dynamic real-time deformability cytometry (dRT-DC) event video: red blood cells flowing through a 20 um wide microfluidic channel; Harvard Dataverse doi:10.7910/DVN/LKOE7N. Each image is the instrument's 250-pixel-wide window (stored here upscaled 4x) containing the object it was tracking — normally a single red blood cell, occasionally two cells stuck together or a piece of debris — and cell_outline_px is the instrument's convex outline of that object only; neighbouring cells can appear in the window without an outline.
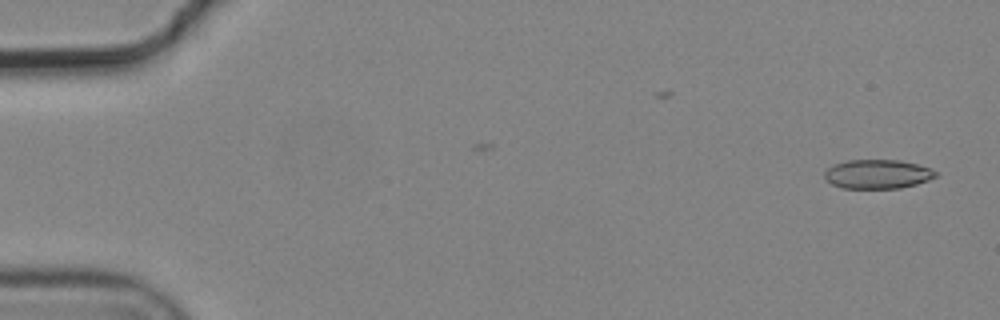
{"species": "common noctule bat (a hibernating species)", "species_latin": "Nyctalus noctula", "temperature_condition": "cold", "stored_images_in_passage": 5, "segment_of_instrument_passage": [2, 2], "camera_frame_rate_fps": 3000, "um_per_image_px": 0.085, "animal": {"sex": "male", "body_mass_g": 19.2, "forearm_length_mm": 51.8}, "frame": {"image": 1, "passage_image": 5, "time_ms": 1.333, "image_size_px": [1000, 320], "cell_outline_px": [[936, 176], [928, 180], [916, 184], [900, 188], [844, 188], [832, 184], [824, 176], [824, 172], [832, 164], [848, 160], [900, 160], [916, 164], [928, 168], [936, 172]], "centroid_in_image_um": [74.56, 14.79], "position_along_channel_um": 10.4, "area_um2": 18.67}}